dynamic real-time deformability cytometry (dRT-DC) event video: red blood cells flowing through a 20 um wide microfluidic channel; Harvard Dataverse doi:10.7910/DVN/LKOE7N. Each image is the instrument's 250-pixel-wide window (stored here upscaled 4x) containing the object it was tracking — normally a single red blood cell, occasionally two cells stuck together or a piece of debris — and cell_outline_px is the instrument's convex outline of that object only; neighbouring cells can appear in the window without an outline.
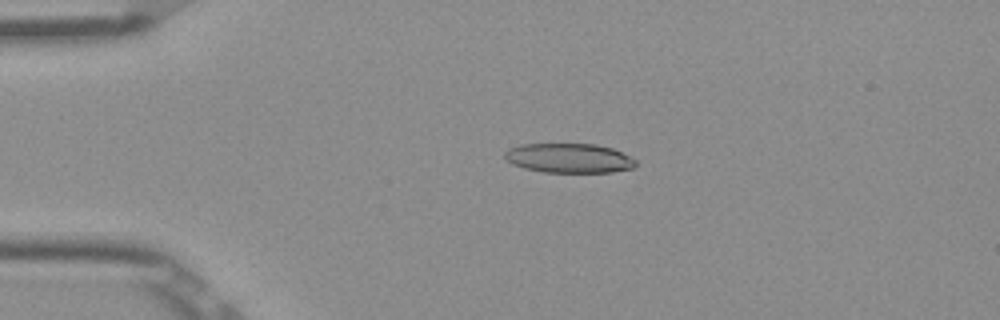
{"species": "Egyptian fruit bat (a non-hibernating species)", "species_latin": "Rousettus aegyptiacus", "temperature_condition": "room temperature", "stored_images_in_passage": 52, "camera_frame_rate_fps": 3000, "um_per_image_px": 0.085, "frame": {"image": 1, "passage_image": 12, "time_ms": 3.667, "image_size_px": [1000, 320], "cell_outline_px": [[636, 164], [632, 168], [612, 172], [544, 172], [524, 168], [512, 164], [504, 156], [504, 152], [508, 148], [520, 144], [596, 144], [612, 148], [636, 160]], "centroid_in_image_um": [48.34, 13.43], "position_along_channel_um": 36.7, "area_um2": 22.43}}
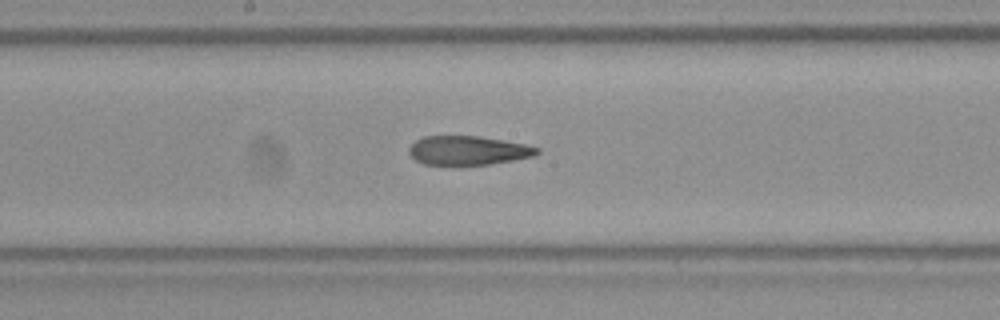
{"frame": {"image": 2, "passage_image": 28, "time_ms": 9.0, "image_size_px": [1000, 320], "cell_outline_px": [[540, 152], [536, 156], [488, 164], [460, 168], [424, 164], [416, 160], [408, 152], [408, 148], [416, 140], [424, 136], [480, 136], [504, 140], [524, 144], [540, 148]], "centroid_in_image_um": [39.77, 12.83], "position_along_channel_um": 208.4, "area_um2": 22.43}}
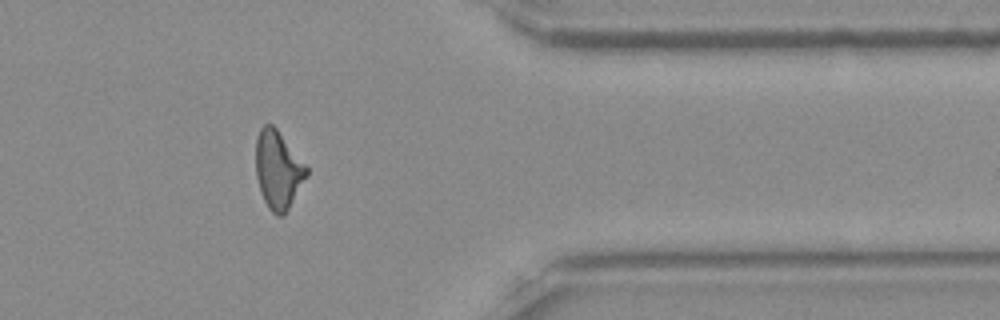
{"frame": {"image": 3, "passage_image": 43, "time_ms": 14.0, "image_size_px": [1000, 320], "cell_outline_px": [[308, 176], [284, 216], [276, 216], [268, 208], [264, 200], [256, 176], [256, 140], [260, 128], [264, 124], [272, 124], [276, 128], [308, 168]], "centroid_in_image_um": [23.64, 14.46], "position_along_channel_um": 387.8, "area_um2": 22.95}, "authors_computed_cell_mechanics": {"area_um2": 22.9466, "velocity_mm_per_s": 3.9219, "shape_relaxation_time_tau1_ms": null, "shape_relaxation_time_tau2_ms": 5.1046, "deformation_change_tau1": null, "deformation_change_tau2": 0.1688}}